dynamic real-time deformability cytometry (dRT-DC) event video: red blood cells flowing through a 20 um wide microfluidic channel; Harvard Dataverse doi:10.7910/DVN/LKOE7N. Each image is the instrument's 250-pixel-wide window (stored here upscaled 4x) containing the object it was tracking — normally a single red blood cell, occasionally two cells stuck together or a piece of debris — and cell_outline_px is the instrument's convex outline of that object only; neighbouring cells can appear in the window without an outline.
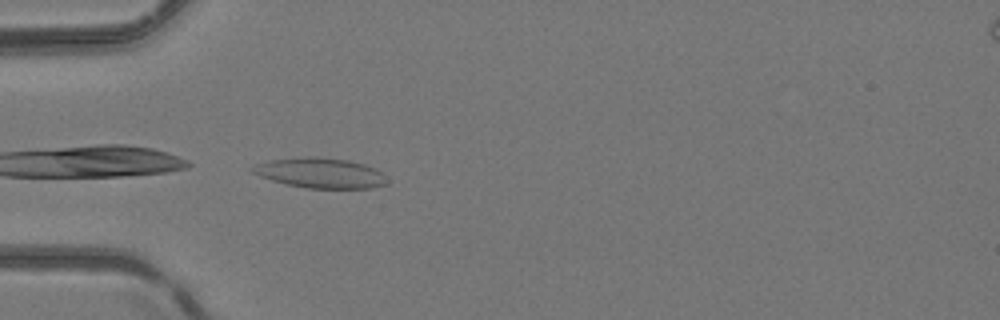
{"species": "common noctule bat (a hibernating species)", "species_latin": "Nyctalus noctula", "temperature_condition": "room temperature", "stored_images_in_passage": 3, "camera_frame_rate_fps": 3000, "um_per_image_px": 0.085, "animal": {"sex": "female", "body_mass_g": 24.6, "forearm_length_mm": 56.2}, "frame": {"image": 1, "passage_image": 3, "time_ms": 0.667, "image_size_px": [1000, 320], "cell_outline_px": [[388, 184], [372, 188], [308, 188], [288, 184], [272, 180], [260, 176], [252, 172], [248, 168], [256, 164], [272, 160], [312, 156], [316, 156], [348, 160], [364, 164], [380, 172], [388, 180]], "centroid_in_image_um": [27.24, 14.7], "position_along_channel_um": 57.8, "area_um2": 23.41}}